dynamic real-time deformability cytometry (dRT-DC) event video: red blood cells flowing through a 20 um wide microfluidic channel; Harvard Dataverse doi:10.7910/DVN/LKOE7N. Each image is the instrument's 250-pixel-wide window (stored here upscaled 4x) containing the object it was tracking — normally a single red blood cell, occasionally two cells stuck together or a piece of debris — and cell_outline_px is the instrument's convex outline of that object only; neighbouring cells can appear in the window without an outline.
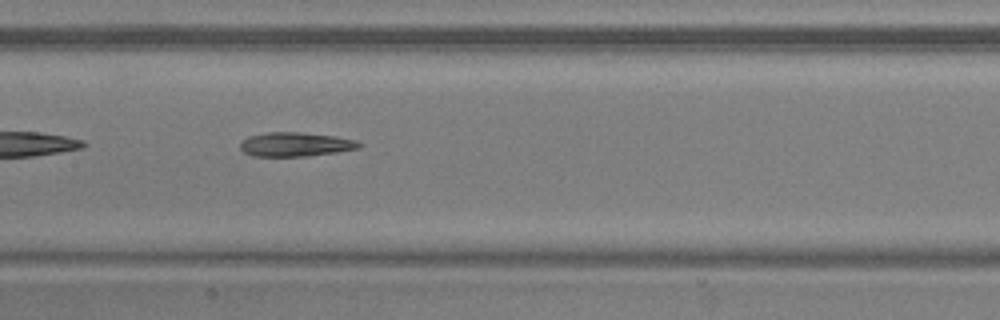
{"species": "common noctule bat (a hibernating species)", "species_latin": "Nyctalus noctula", "temperature_condition": "warm", "stored_images_in_passage": 36, "camera_frame_rate_fps": 3000, "um_per_image_px": 0.085, "animal": {"sex": "male", "body_mass_g": 20.5, "forearm_length_mm": 52.5}, "frame": {"image": 1, "passage_image": 11, "time_ms": 3.333, "image_size_px": [1000, 320], "cell_outline_px": [[364, 144], [360, 148], [336, 152], [308, 156], [252, 156], [244, 152], [240, 148], [240, 144], [248, 136], [268, 132], [296, 132], [336, 136], [356, 140]], "centroid_in_image_um": [25.14, 12.27], "position_along_channel_um": 182.3, "area_um2": 16.7}}
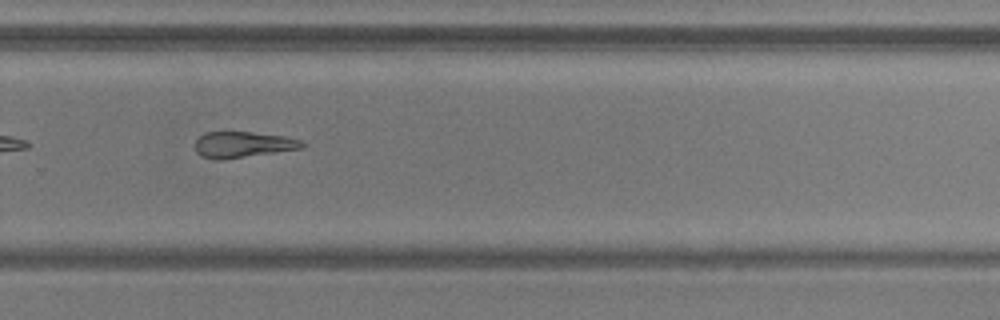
{"frame": {"image": 2, "passage_image": 21, "time_ms": 6.667, "image_size_px": [1000, 320], "cell_outline_px": [[304, 148], [220, 160], [216, 160], [200, 156], [196, 152], [196, 140], [204, 132], [252, 132], [284, 136], [300, 140], [304, 144]], "centroid_in_image_um": [20.62, 12.29], "position_along_channel_um": 309.2, "area_um2": 16.13}, "authors_computed_cell_mechanics": {"area_um2": 17.5134, "velocity_mm_per_s": 3.8246, "shape_relaxation_time_tau1_ms": null, "shape_relaxation_time_tau2_ms": 6.8928, "deformation_change_tau1": null, "deformation_change_tau2": 0.1869}}